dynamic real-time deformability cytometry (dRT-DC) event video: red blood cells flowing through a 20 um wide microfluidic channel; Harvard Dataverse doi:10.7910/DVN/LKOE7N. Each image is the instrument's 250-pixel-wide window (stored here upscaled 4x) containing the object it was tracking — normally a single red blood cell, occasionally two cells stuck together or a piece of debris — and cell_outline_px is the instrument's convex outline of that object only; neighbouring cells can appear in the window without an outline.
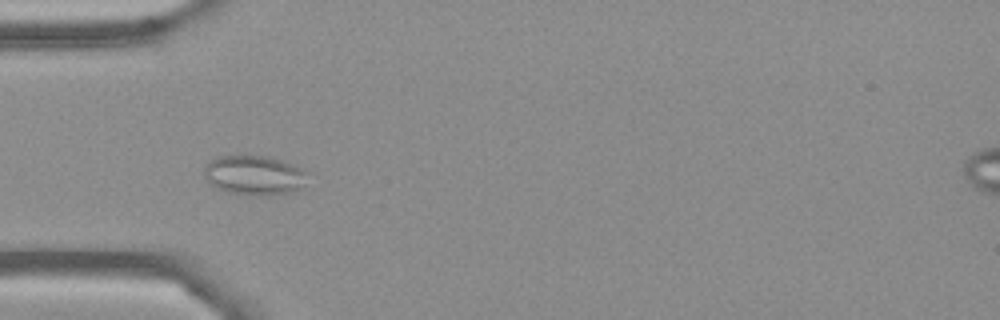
{"species": "Egyptian fruit bat (a non-hibernating species)", "species_latin": "Rousettus aegyptiacus", "temperature_condition": "cold", "stored_images_in_passage": 14, "camera_frame_rate_fps": 3000, "um_per_image_px": 0.085, "frame": {"image": 1, "passage_image": 4, "time_ms": 4.333, "image_size_px": [1000, 320], "cell_outline_px": [[308, 172], [300, 188], [292, 192], [228, 192], [216, 188], [204, 176], [204, 168], [212, 160], [220, 156], [268, 156], [284, 160]], "centroid_in_image_um": [21.6, 14.83], "position_along_channel_um": 63.4, "area_um2": 22.66}}
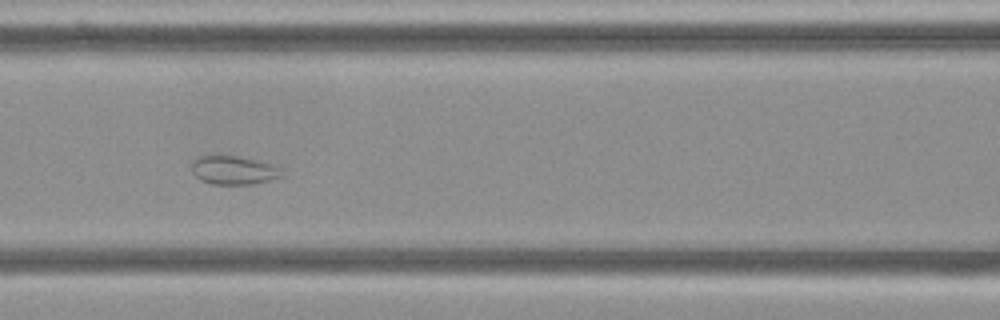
{"frame": {"image": 2, "passage_image": 6, "time_ms": 6.667, "image_size_px": [1000, 320], "cell_outline_px": [[284, 176], [252, 184], [212, 184], [200, 180], [192, 172], [192, 160], [200, 156], [236, 156], [276, 164], [280, 168]], "centroid_in_image_um": [19.88, 14.47], "position_along_channel_um": 146.7, "area_um2": 15.03}}
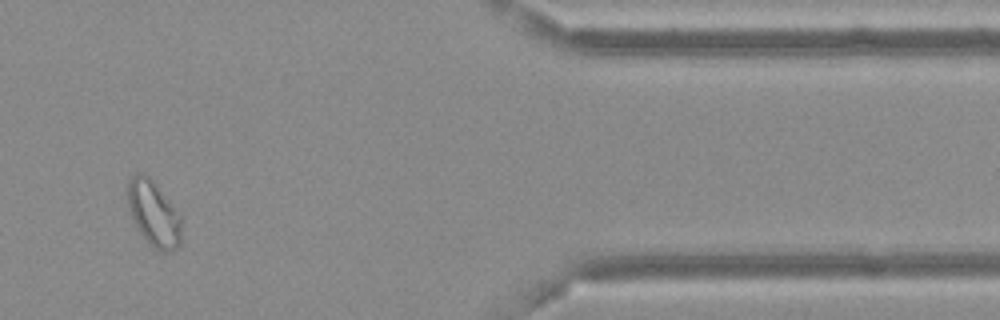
{"frame": {"image": 3, "passage_image": 12, "time_ms": 14.667, "image_size_px": [1000, 320], "cell_outline_px": [[180, 244], [172, 252], [168, 252], [152, 248], [140, 232], [132, 216], [128, 204], [124, 188], [128, 180], [132, 176], [140, 172], [148, 176], [156, 184], [180, 216]], "centroid_in_image_um": [13.01, 18.13], "position_along_channel_um": 398.4, "area_um2": 20.35}, "authors_computed_cell_mechanics": {"area_um2": 19.2763, "velocity_mm_per_s": 3.5961, "shape_relaxation_time_tau1_ms": 2.5305, "shape_relaxation_time_tau2_ms": null, "deformation_change_tau1": null, "deformation_change_tau2": null}}